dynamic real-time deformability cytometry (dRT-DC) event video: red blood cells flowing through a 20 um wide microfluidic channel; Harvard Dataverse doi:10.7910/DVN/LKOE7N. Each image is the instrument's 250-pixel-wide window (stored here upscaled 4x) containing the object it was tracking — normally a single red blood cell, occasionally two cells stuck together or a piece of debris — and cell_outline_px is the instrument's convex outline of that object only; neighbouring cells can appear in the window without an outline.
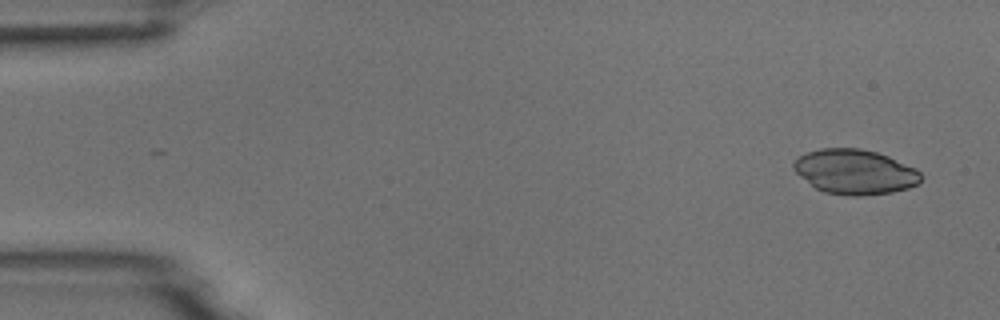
{"species": "common noctule bat (a hibernating species)", "species_latin": "Nyctalus noctula", "temperature_condition": "room temperature", "stored_images_in_passage": 5, "camera_frame_rate_fps": 3000, "um_per_image_px": 0.085, "animal": {"sex": "male", "body_mass_g": 18.8}, "frame": {"image": 1, "passage_image": 1, "time_ms": 0.0, "image_size_px": [1000, 320], "cell_outline_px": [[924, 176], [920, 184], [908, 188], [892, 192], [860, 196], [848, 196], [824, 192], [816, 188], [800, 176], [792, 168], [792, 164], [800, 156], [808, 152], [820, 148], [860, 148], [876, 152], [888, 156], [916, 168]], "centroid_in_image_um": [72.7, 14.61], "position_along_channel_um": 12.3, "area_um2": 33.41}}